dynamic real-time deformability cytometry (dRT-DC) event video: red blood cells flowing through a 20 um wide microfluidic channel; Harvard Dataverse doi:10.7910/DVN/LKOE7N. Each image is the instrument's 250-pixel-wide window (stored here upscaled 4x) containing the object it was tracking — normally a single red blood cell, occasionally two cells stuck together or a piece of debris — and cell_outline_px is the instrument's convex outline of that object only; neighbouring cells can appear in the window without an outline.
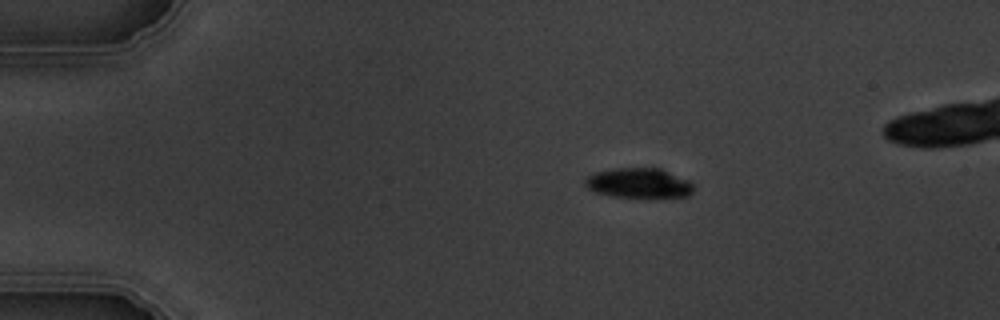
{"species": "common noctule bat (a hibernating species)", "species_latin": "Nyctalus noctula", "temperature_condition": "warm", "stored_images_in_passage": 6, "camera_frame_rate_fps": 3000, "um_per_image_px": 0.085, "animal": {"sex": "male", "body_mass_g": 19.5, "forearm_length_mm": 54.6}, "frame": {"image": 1, "passage_image": 3, "time_ms": 2.333, "image_size_px": [1000, 320], "cell_outline_px": [[692, 192], [688, 196], [612, 196], [596, 192], [588, 188], [584, 184], [584, 180], [588, 176], [596, 172], [612, 168], [660, 168], [688, 180], [692, 184]], "centroid_in_image_um": [54.26, 15.54], "position_along_channel_um": 30.7, "area_um2": 18.44}}